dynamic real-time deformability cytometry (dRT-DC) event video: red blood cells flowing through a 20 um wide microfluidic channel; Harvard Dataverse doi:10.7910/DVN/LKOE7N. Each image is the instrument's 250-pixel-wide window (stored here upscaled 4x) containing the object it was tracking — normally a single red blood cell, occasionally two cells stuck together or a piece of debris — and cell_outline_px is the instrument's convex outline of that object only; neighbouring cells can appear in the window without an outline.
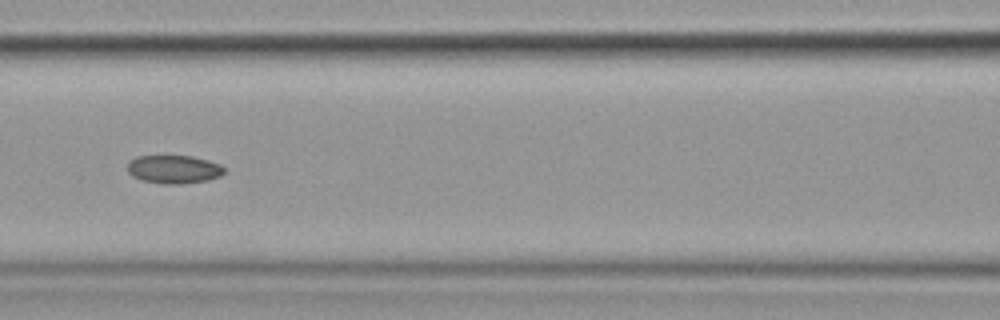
{"species": "common noctule bat (a hibernating species)", "species_latin": "Nyctalus noctula", "temperature_condition": "cold", "stored_images_in_passage": 11, "camera_frame_rate_fps": 3000, "um_per_image_px": 0.085, "animal": {"sex": "female", "body_mass_g": 19.9}, "frame": {"image": 1, "passage_image": 7, "time_ms": 8.0, "image_size_px": [1000, 320], "cell_outline_px": [[224, 172], [220, 176], [208, 180], [180, 184], [164, 184], [140, 180], [132, 176], [128, 172], [128, 160], [136, 156], [192, 156], [208, 160], [220, 164], [224, 168]], "centroid_in_image_um": [14.75, 14.39], "position_along_channel_um": 151.9, "area_um2": 16.07}}
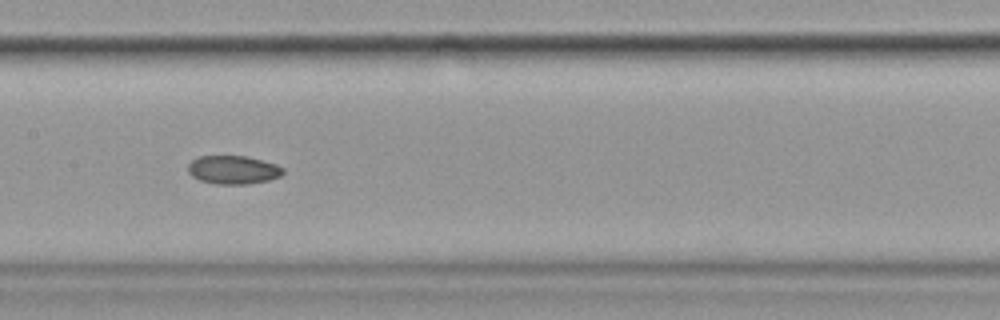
{"frame": {"image": 2, "passage_image": 8, "time_ms": 9.0, "image_size_px": [1000, 320], "cell_outline_px": [[284, 172], [280, 176], [268, 180], [248, 184], [216, 184], [200, 180], [192, 176], [188, 172], [188, 164], [192, 160], [200, 156], [248, 156], [276, 164], [284, 168]], "centroid_in_image_um": [19.82, 14.43], "position_along_channel_um": 187.6, "area_um2": 15.78}}
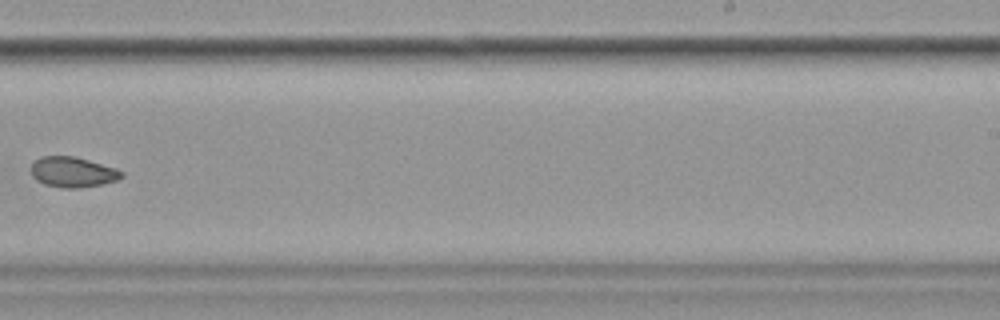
{"frame": {"image": 3, "passage_image": 10, "time_ms": 11.667, "image_size_px": [1000, 320], "cell_outline_px": [[124, 176], [116, 180], [104, 184], [80, 188], [60, 188], [44, 184], [36, 180], [32, 176], [32, 164], [40, 156], [76, 156], [116, 168], [124, 172]], "centroid_in_image_um": [6.2, 14.63], "position_along_channel_um": 282.8, "area_um2": 16.18}}